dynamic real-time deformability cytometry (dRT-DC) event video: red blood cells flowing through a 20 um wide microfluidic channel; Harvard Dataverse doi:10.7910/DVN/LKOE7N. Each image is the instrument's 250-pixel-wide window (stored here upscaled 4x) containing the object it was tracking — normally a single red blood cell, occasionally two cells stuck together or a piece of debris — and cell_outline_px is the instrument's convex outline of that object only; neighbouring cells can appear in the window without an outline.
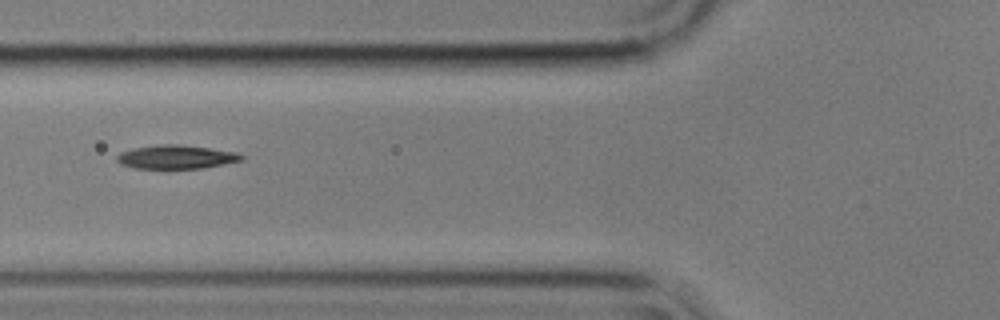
{"species": "common noctule bat (a hibernating species)", "species_latin": "Nyctalus noctula", "temperature_condition": "cold", "stored_images_in_passage": 5, "camera_frame_rate_fps": 3000, "um_per_image_px": 0.085, "animal": {"sex": "male", "body_mass_g": 17.9}, "frame": {"image": 1, "passage_image": 4, "time_ms": 1.0, "image_size_px": [1000, 320], "cell_outline_px": [[244, 160], [224, 164], [200, 168], [136, 168], [120, 164], [116, 160], [116, 156], [120, 152], [132, 148], [160, 144], [176, 144], [240, 152], [244, 156]], "centroid_in_image_um": [14.98, 13.33], "position_along_channel_um": 110.8, "area_um2": 17.22}}
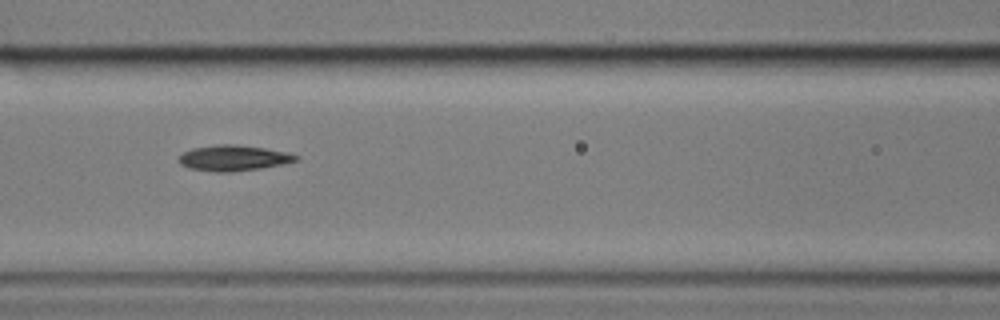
{"frame": {"image": 2, "passage_image": 5, "time_ms": 1.333, "image_size_px": [1000, 320], "cell_outline_px": [[300, 160], [284, 164], [260, 168], [232, 172], [212, 172], [188, 168], [180, 164], [176, 160], [184, 152], [192, 148], [216, 144], [232, 144], [264, 148], [288, 152], [300, 156]], "centroid_in_image_um": [19.85, 13.43], "position_along_channel_um": 146.8, "area_um2": 17.74}}